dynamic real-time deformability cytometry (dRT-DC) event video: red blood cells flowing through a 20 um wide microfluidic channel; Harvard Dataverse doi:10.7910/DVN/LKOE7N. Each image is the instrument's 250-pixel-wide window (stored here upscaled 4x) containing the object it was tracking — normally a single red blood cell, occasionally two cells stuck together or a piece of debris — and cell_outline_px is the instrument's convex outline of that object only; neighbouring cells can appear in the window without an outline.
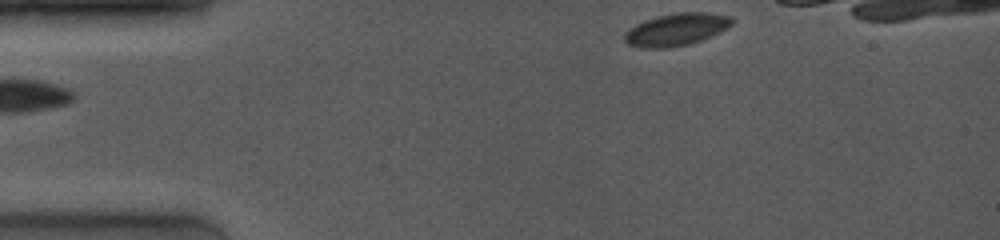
{"species": "common noctule bat (a hibernating species)", "species_latin": "Nyctalus noctula", "temperature_condition": "room temperature", "stored_images_in_passage": 8, "camera_frame_rate_fps": 4000, "um_per_image_px": 0.085, "animal": {"sex": "female", "body_mass_g": 19.0, "forearm_length_mm": 53.3}, "frame": {"image": 1, "passage_image": 1, "time_ms": 0.0, "image_size_px": [1000, 240], "cell_outline_px": [[732, 24], [720, 32], [700, 40], [688, 44], [668, 48], [644, 48], [628, 44], [624, 40], [624, 32], [628, 28], [644, 20], [656, 16], [676, 12], [708, 12], [728, 16], [732, 20]], "centroid_in_image_um": [57.43, 2.5], "position_along_channel_um": 27.6, "area_um2": 20.23}}
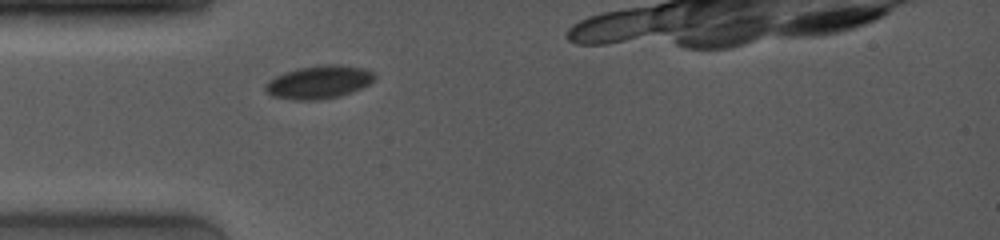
{"frame": {"image": 2, "passage_image": 5, "time_ms": 2.25, "image_size_px": [1000, 240], "cell_outline_px": [[376, 76], [368, 84], [352, 92], [340, 96], [316, 100], [292, 100], [272, 96], [264, 88], [264, 84], [276, 76], [284, 72], [300, 68], [328, 64], [340, 64], [364, 68], [376, 72]], "centroid_in_image_um": [27.12, 6.98], "position_along_channel_um": 57.9, "area_um2": 21.04}}